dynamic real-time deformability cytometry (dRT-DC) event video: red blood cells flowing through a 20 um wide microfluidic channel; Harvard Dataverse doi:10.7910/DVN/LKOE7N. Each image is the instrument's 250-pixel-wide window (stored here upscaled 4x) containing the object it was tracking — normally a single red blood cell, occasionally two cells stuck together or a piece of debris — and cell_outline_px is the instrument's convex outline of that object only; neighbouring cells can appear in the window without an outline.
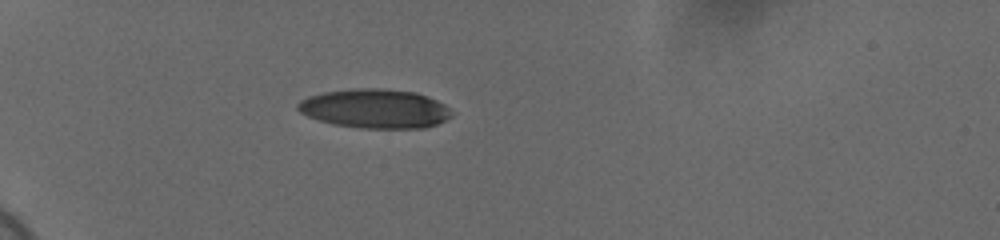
{"species": "human", "species_latin": "Homo sapiens", "temperature_condition": "cold", "stored_images_in_passage": 40, "camera_frame_rate_fps": 3000, "um_per_image_px": 0.085, "donor": {"sex": "female"}, "frame": {"image": 1, "passage_image": 1, "time_ms": 0.0, "image_size_px": [1000, 240], "cell_outline_px": [[452, 116], [436, 124], [424, 128], [360, 128], [332, 124], [308, 116], [300, 112], [296, 108], [296, 104], [300, 100], [308, 96], [324, 92], [352, 88], [380, 88], [416, 92], [428, 96], [444, 104], [452, 112]], "centroid_in_image_um": [31.85, 9.23], "position_along_channel_um": 53.1, "area_um2": 35.2}}
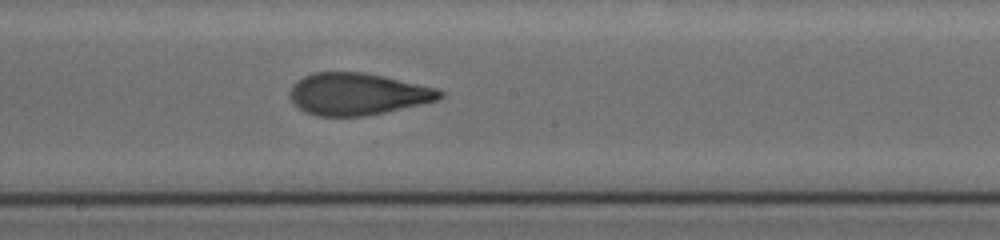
{"frame": {"image": 2, "passage_image": 17, "time_ms": 5.333, "image_size_px": [1000, 240], "cell_outline_px": [[444, 96], [436, 100], [420, 104], [384, 112], [364, 116], [316, 116], [304, 112], [292, 100], [288, 92], [292, 84], [296, 80], [312, 72], [364, 72], [384, 76], [440, 88], [444, 92]], "centroid_in_image_um": [30.39, 7.98], "position_along_channel_um": 217.8, "area_um2": 36.88}}
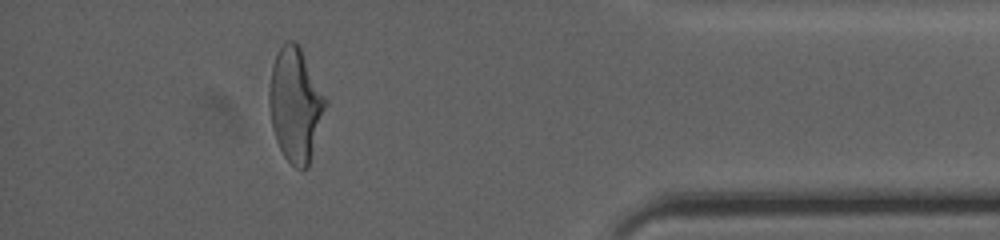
{"frame": {"image": 3, "passage_image": 35, "time_ms": 11.333, "image_size_px": [1000, 240], "cell_outline_px": [[328, 104], [308, 168], [296, 168], [284, 156], [276, 140], [272, 128], [268, 104], [268, 92], [272, 64], [284, 40], [292, 40], [300, 44], [328, 100]], "centroid_in_image_um": [25.13, 8.85], "position_along_channel_um": 410.1, "area_um2": 37.97}, "authors_computed_cell_mechanics": {"area_um2": 36.992, "velocity_mm_per_s": 3.702, "shape_relaxation_time_tau1_ms": 6.2207, "shape_relaxation_time_tau2_ms": 1.3677, "deformation_change_tau1": 0.2267, "deformation_change_tau2": 0.094}}